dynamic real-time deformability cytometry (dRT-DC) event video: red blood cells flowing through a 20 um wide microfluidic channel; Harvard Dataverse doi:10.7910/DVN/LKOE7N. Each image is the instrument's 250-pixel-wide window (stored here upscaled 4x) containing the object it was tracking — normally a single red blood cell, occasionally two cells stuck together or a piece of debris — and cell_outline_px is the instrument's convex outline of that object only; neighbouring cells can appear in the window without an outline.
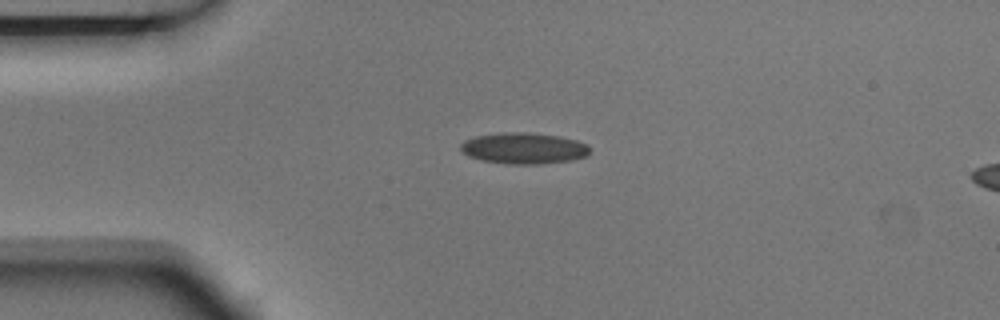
{"species": "Egyptian fruit bat (a non-hibernating species)", "species_latin": "Rousettus aegyptiacus", "temperature_condition": "room temperature", "stored_images_in_passage": 5, "segment_of_instrument_passage": [1, 2], "camera_frame_rate_fps": 3000, "um_per_image_px": 0.085, "animal": {"sex": "male"}, "frame": {"image": 1, "passage_image": 3, "time_ms": 0.667, "image_size_px": [1000, 320], "cell_outline_px": [[588, 156], [572, 160], [540, 164], [512, 164], [480, 160], [468, 156], [460, 148], [460, 144], [464, 140], [476, 136], [504, 132], [528, 132], [560, 136], [576, 140], [588, 144]], "centroid_in_image_um": [44.52, 12.6], "position_along_channel_um": 40.5, "area_um2": 23.52}}